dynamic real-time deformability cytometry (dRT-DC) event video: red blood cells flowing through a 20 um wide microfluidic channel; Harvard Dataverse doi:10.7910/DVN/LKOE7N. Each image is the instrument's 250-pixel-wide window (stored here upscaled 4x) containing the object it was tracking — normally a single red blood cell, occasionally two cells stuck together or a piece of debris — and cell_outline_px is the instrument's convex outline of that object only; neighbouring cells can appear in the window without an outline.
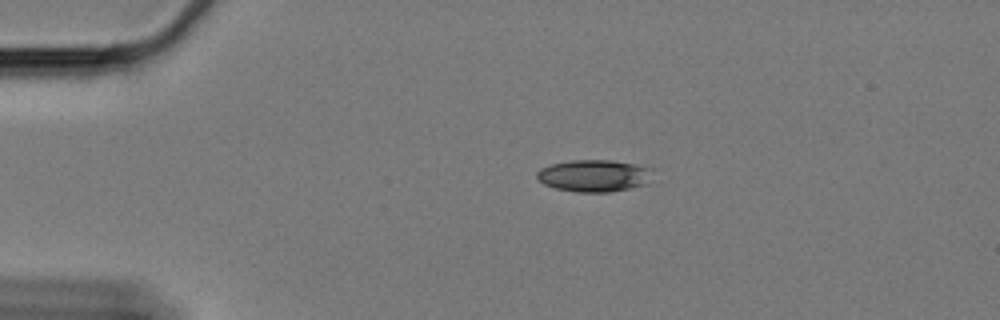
{"species": "Egyptian fruit bat (a non-hibernating species)", "species_latin": "Rousettus aegyptiacus", "temperature_condition": "cold", "stored_images_in_passage": 49, "camera_frame_rate_fps": 3000, "um_per_image_px": 0.085, "animal": {"sex": "female"}, "frame": {"image": 1, "passage_image": 1, "time_ms": 0.0, "image_size_px": [1000, 320], "cell_outline_px": [[652, 168], [648, 184], [608, 192], [576, 192], [556, 188], [544, 184], [536, 176], [536, 172], [540, 168], [552, 164], [572, 160], [608, 160], [632, 164]], "centroid_in_image_um": [50.47, 14.94], "position_along_channel_um": 34.5, "area_um2": 21.39}}
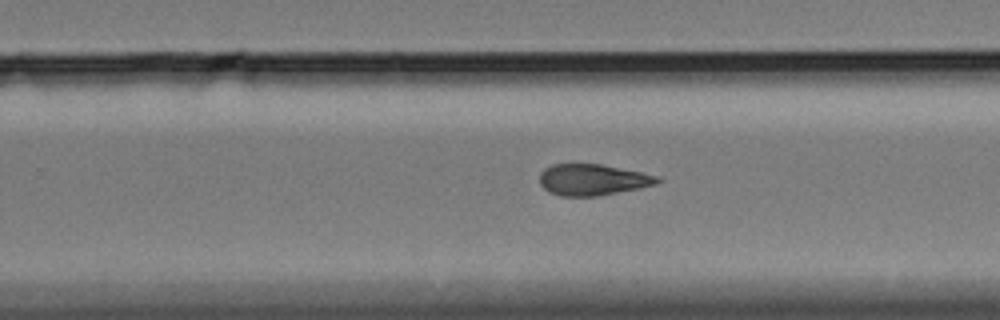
{"frame": {"image": 2, "passage_image": 27, "time_ms": 8.667, "image_size_px": [1000, 320], "cell_outline_px": [[664, 180], [656, 184], [640, 188], [596, 196], [560, 196], [548, 192], [540, 184], [540, 172], [544, 168], [552, 164], [572, 160], [600, 164], [640, 172], [656, 176]], "centroid_in_image_um": [50.3, 15.23], "position_along_channel_um": 279.5, "area_um2": 22.08}}
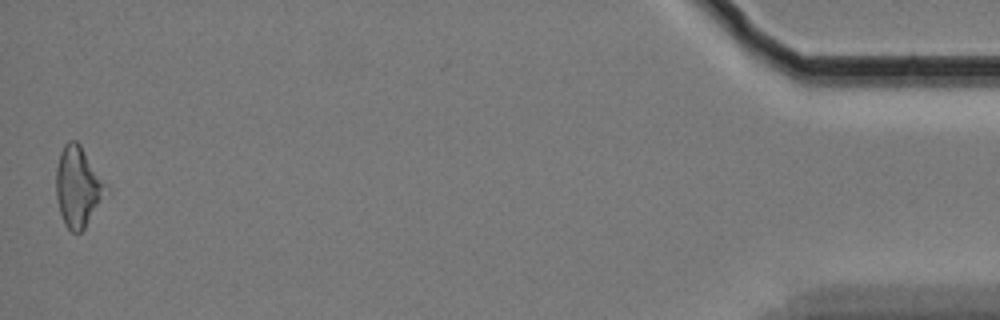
{"frame": {"image": 3, "passage_image": 48, "time_ms": 15.667, "image_size_px": [1000, 320], "cell_outline_px": [[108, 192], [84, 228], [80, 232], [72, 232], [64, 224], [60, 212], [56, 196], [56, 168], [60, 152], [64, 144], [68, 140], [76, 140], [80, 144], [108, 188]], "centroid_in_image_um": [6.61, 15.86], "position_along_channel_um": 428.6, "area_um2": 23.06}, "authors_computed_cell_mechanics": {"area_um2": 22.0796, "velocity_mm_per_s": 3.344, "shape_relaxation_time_tau1_ms": 9.7589, "shape_relaxation_time_tau2_ms": 6.0107, "deformation_change_tau1": 0.181, "deformation_change_tau2": 0.1449}}